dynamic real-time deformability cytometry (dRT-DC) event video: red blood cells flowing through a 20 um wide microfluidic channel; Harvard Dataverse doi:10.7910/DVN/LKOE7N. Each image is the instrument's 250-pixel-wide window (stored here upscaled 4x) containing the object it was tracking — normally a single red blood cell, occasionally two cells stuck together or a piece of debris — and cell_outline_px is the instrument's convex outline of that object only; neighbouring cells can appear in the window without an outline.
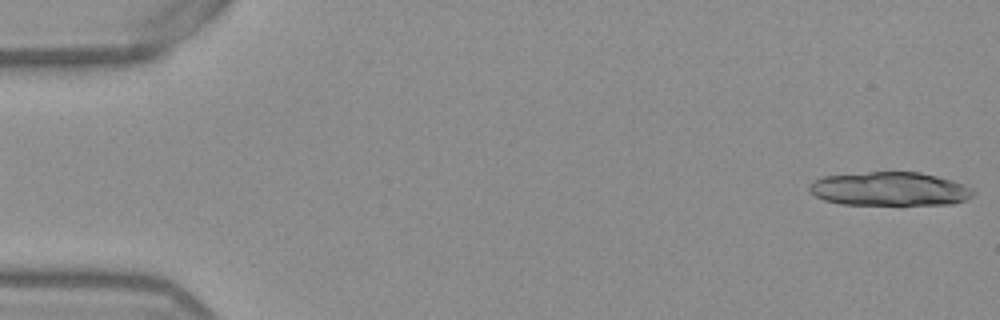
{"species": "Egyptian fruit bat (a non-hibernating species)", "species_latin": "Rousettus aegyptiacus", "temperature_condition": "warm", "stored_images_in_passage": 19, "camera_frame_rate_fps": 3000, "um_per_image_px": 0.085, "frame": {"image": 1, "passage_image": 1, "time_ms": 0.0, "image_size_px": [1000, 320], "cell_outline_px": [[976, 192], [972, 196], [964, 200], [952, 204], [840, 204], [824, 200], [816, 196], [808, 188], [820, 176], [868, 172], [920, 172], [952, 180], [972, 188]], "centroid_in_image_um": [75.63, 16.05], "position_along_channel_um": 9.4, "area_um2": 32.02}}